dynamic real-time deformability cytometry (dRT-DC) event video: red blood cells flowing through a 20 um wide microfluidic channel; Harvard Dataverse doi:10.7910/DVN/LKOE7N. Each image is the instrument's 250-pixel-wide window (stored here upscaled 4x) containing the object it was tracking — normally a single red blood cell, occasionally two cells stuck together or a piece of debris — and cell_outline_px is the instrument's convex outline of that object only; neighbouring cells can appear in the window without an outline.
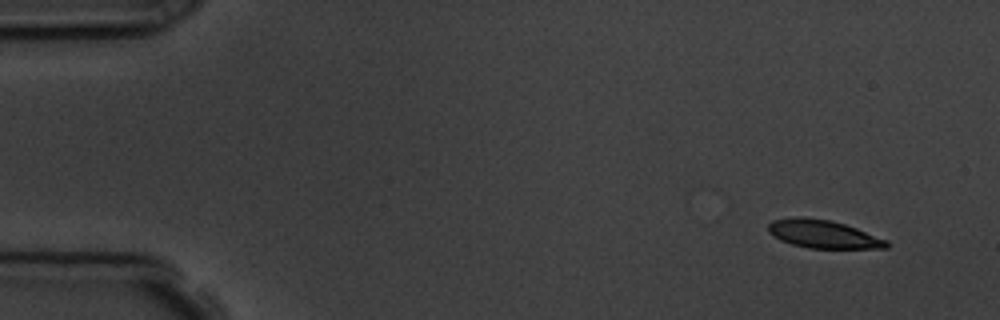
{"species": "common noctule bat (a hibernating species)", "species_latin": "Nyctalus noctula", "temperature_condition": "room temperature", "stored_images_in_passage": 5, "camera_frame_rate_fps": 3000, "um_per_image_px": 0.085, "animal": {"sex": "male", "body_mass_g": 19.5, "forearm_length_mm": 54.6}, "frame": {"image": 1, "passage_image": 2, "time_ms": 1.0, "image_size_px": [1000, 320], "cell_outline_px": [[888, 248], [808, 248], [792, 244], [780, 240], [772, 236], [768, 232], [768, 224], [772, 220], [792, 216], [800, 216], [832, 220], [856, 228], [888, 240]], "centroid_in_image_um": [69.92, 19.88], "position_along_channel_um": 15.1, "area_um2": 19.54}}
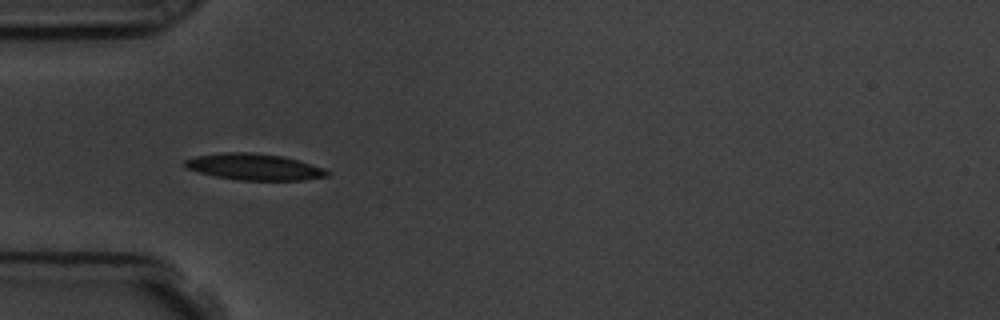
{"frame": {"image": 2, "passage_image": 5, "time_ms": 5.333, "image_size_px": [1000, 320], "cell_outline_px": [[328, 176], [304, 180], [240, 180], [216, 176], [184, 168], [180, 164], [184, 160], [196, 156], [224, 152], [252, 152], [280, 156], [296, 160], [324, 168], [328, 172]], "centroid_in_image_um": [21.54, 14.18], "position_along_channel_um": 63.5, "area_um2": 21.73}}